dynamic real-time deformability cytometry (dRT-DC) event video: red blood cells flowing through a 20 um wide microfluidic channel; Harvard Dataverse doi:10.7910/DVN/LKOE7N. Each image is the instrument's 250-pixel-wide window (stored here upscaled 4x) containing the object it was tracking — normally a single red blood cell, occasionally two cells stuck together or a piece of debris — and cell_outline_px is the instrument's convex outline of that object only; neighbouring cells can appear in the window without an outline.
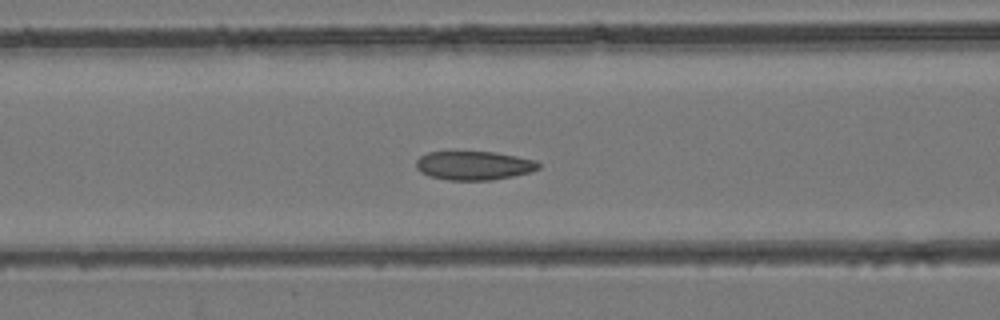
{"species": "common noctule bat (a hibernating species)", "species_latin": "Nyctalus noctula", "temperature_condition": "room temperature", "stored_images_in_passage": 42, "camera_frame_rate_fps": 3000, "um_per_image_px": 0.085, "animal": {"sex": "female", "body_mass_g": 24.6, "forearm_length_mm": 56.2}, "frame": {"image": 1, "passage_image": 17, "time_ms": 5.333, "image_size_px": [1000, 320], "cell_outline_px": [[540, 168], [532, 172], [492, 180], [448, 180], [428, 176], [420, 172], [416, 168], [416, 160], [420, 156], [428, 152], [492, 152], [516, 156], [536, 160], [540, 164]], "centroid_in_image_um": [40.28, 14.07], "position_along_channel_um": 126.3, "area_um2": 20.63}}
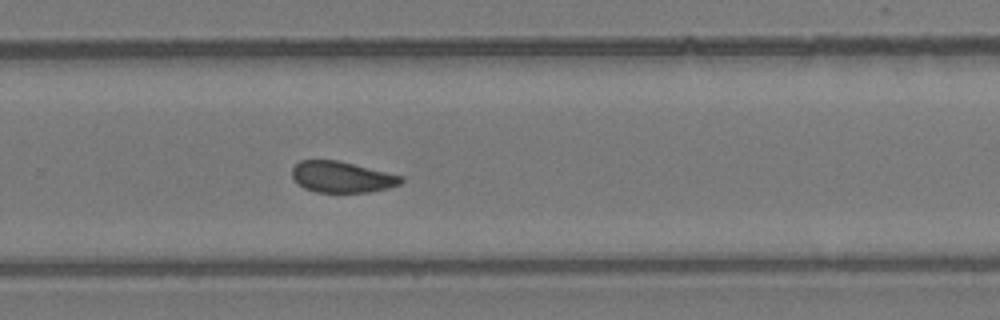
{"frame": {"image": 2, "passage_image": 28, "time_ms": 9.0, "image_size_px": [1000, 320], "cell_outline_px": [[404, 180], [400, 184], [388, 188], [368, 192], [316, 192], [304, 188], [292, 176], [292, 168], [300, 160], [336, 160], [404, 176]], "centroid_in_image_um": [29.07, 15.04], "position_along_channel_um": 300.7, "area_um2": 19.59}}
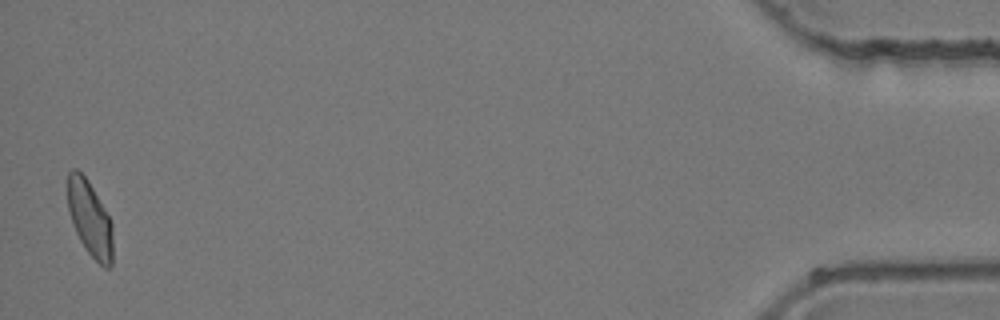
{"frame": {"image": 3, "passage_image": 42, "time_ms": 13.667, "image_size_px": [1000, 320], "cell_outline_px": [[112, 264], [108, 268], [104, 268], [84, 248], [76, 232], [68, 208], [68, 172], [72, 168], [76, 168], [88, 180], [108, 216], [112, 224]], "centroid_in_image_um": [7.63, 18.59], "position_along_channel_um": 427.6, "area_um2": 19.48}}